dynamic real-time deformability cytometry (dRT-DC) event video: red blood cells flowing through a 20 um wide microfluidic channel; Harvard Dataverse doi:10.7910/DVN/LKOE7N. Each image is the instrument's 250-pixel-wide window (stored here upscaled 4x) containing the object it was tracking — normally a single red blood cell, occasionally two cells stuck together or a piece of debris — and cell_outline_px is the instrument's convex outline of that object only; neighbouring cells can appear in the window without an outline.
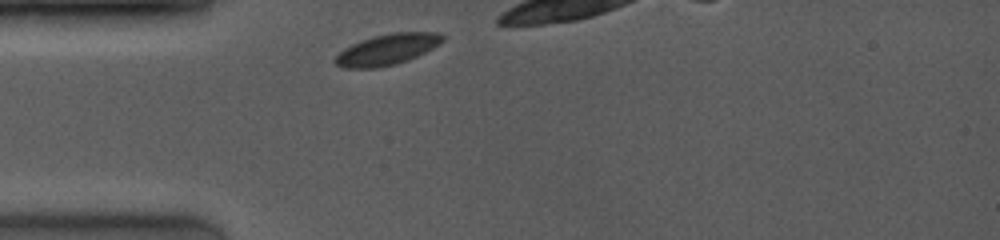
{"species": "common noctule bat (a hibernating species)", "species_latin": "Nyctalus noctula", "temperature_condition": "room temperature", "stored_images_in_passage": 1, "camera_frame_rate_fps": 4000, "um_per_image_px": 0.085, "animal": {"sex": "female", "body_mass_g": 19.0, "forearm_length_mm": 53.3}, "frame": {"image": 1, "passage_image": 1, "time_ms": 0.0, "image_size_px": [1000, 240], "cell_outline_px": [[444, 40], [440, 44], [408, 60], [396, 64], [376, 68], [344, 68], [336, 64], [332, 60], [344, 48], [360, 40], [372, 36], [392, 32], [440, 32], [444, 36]], "centroid_in_image_um": [32.9, 4.19], "position_along_channel_um": 52.1, "area_um2": 19.42}}